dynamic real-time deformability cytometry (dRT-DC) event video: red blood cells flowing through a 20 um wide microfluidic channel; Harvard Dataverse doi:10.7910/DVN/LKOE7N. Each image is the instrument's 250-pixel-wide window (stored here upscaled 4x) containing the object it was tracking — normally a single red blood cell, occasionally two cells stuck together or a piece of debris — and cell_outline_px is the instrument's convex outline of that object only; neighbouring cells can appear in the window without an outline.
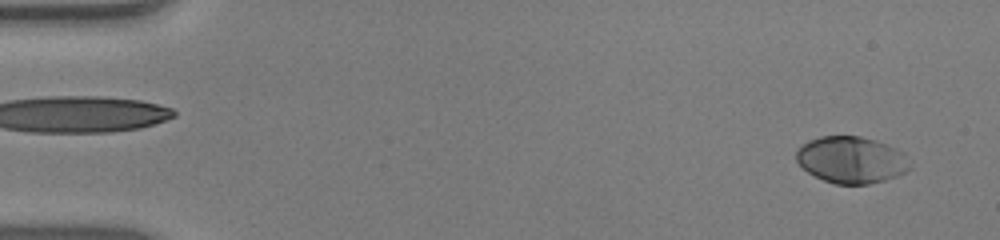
{"species": "human", "species_latin": "Homo sapiens", "temperature_condition": "warm", "stored_images_in_passage": 53, "camera_frame_rate_fps": 3000, "um_per_image_px": 0.085, "donor": {"sex": "male"}, "frame": {"image": 1, "passage_image": 3, "time_ms": 0.667, "image_size_px": [1000, 240], "cell_outline_px": [[912, 168], [896, 176], [884, 180], [868, 184], [836, 184], [824, 180], [808, 172], [796, 160], [796, 152], [808, 140], [820, 136], [860, 136], [876, 140], [896, 148], [904, 152]], "centroid_in_image_um": [72.38, 13.58], "position_along_channel_um": 12.6, "area_um2": 30.81}}
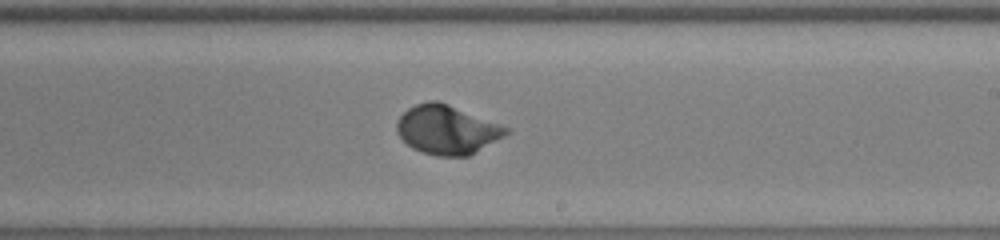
{"frame": {"image": 2, "passage_image": 32, "time_ms": 10.333, "image_size_px": [1000, 240], "cell_outline_px": [[512, 128], [504, 136], [468, 156], [436, 156], [412, 148], [396, 132], [396, 120], [408, 108], [416, 104], [428, 100], [436, 100], [448, 104]], "centroid_in_image_um": [37.99, 11.01], "position_along_channel_um": 251.0, "area_um2": 31.1}}
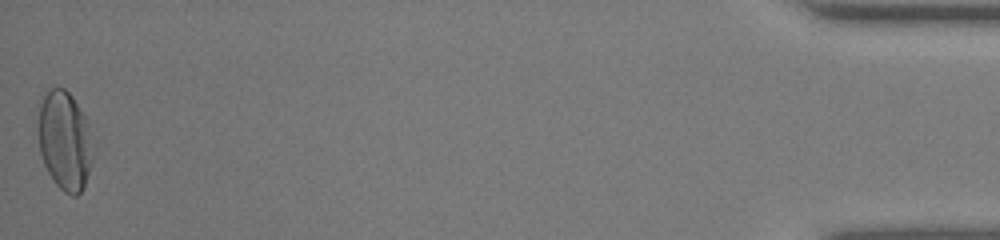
{"frame": {"image": 3, "passage_image": 53, "time_ms": 17.333, "image_size_px": [1000, 240], "cell_outline_px": [[92, 164], [84, 188], [76, 196], [72, 196], [64, 192], [52, 180], [44, 164], [40, 152], [40, 104], [44, 96], [52, 88], [64, 88], [72, 96], [84, 116], [88, 124], [92, 160]], "centroid_in_image_um": [5.51, 12.01], "position_along_channel_um": 429.7, "area_um2": 30.87}, "authors_computed_cell_mechanics": {"area_um2": 30.2294, "velocity_mm_per_s": 3.8966, "shape_relaxation_time_tau1_ms": 2.4591, "shape_relaxation_time_tau2_ms": null, "deformation_change_tau1": 0.1773, "deformation_change_tau2": null}}